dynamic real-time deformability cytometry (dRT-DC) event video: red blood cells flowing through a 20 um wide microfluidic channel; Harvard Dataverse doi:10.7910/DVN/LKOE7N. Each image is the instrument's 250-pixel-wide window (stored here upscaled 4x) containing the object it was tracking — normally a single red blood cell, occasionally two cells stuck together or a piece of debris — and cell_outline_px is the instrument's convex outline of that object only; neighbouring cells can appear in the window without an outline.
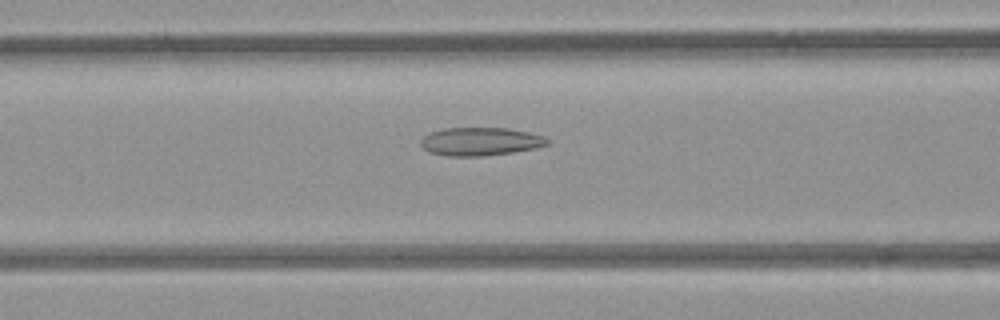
{"species": "common noctule bat (a hibernating species)", "species_latin": "Nyctalus noctula", "temperature_condition": "room temperature", "stored_images_in_passage": 48, "camera_frame_rate_fps": 3000, "um_per_image_px": 0.085, "animal": {"sex": "female", "body_mass_g": 21.9}, "frame": {"image": 1, "passage_image": 16, "time_ms": 5.0, "image_size_px": [1000, 320], "cell_outline_px": [[552, 140], [548, 144], [536, 148], [512, 152], [484, 156], [448, 156], [428, 152], [420, 144], [420, 140], [424, 136], [432, 132], [444, 128], [508, 128], [528, 132], [544, 136]], "centroid_in_image_um": [40.85, 12.03], "position_along_channel_um": 125.7, "area_um2": 20.87}}
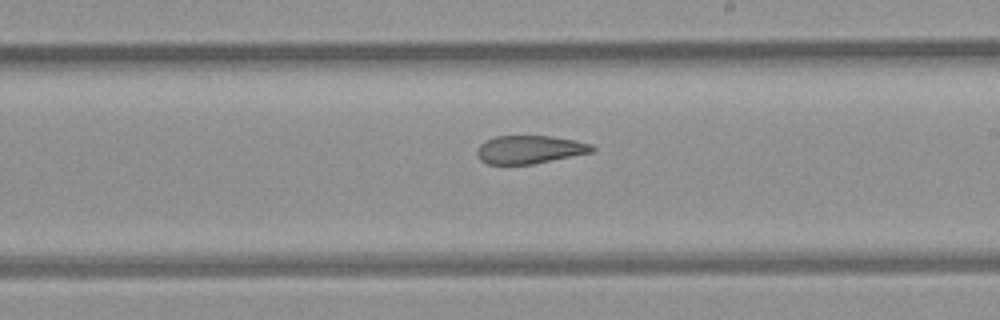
{"frame": {"image": 2, "passage_image": 25, "time_ms": 8.0, "image_size_px": [1000, 320], "cell_outline_px": [[596, 148], [592, 152], [532, 164], [488, 164], [480, 160], [476, 152], [476, 148], [484, 140], [496, 136], [552, 136], [576, 140], [592, 144]], "centroid_in_image_um": [45.0, 12.7], "position_along_channel_um": 244.0, "area_um2": 18.96}}
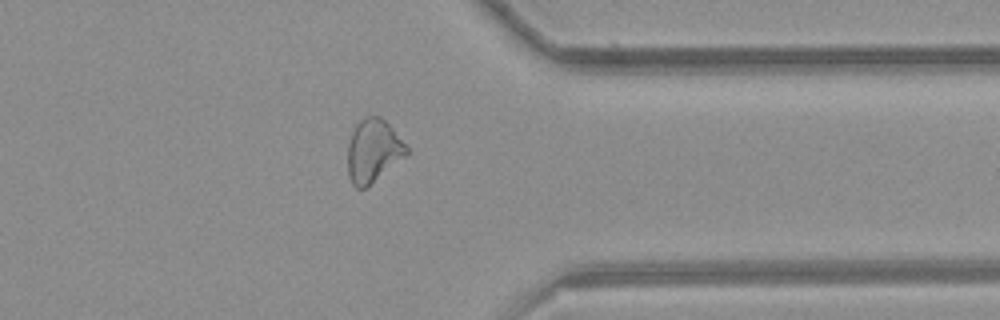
{"frame": {"image": 3, "passage_image": 36, "time_ms": 11.667, "image_size_px": [1000, 320], "cell_outline_px": [[408, 152], [364, 188], [356, 188], [352, 184], [348, 176], [348, 144], [352, 132], [356, 124], [364, 116], [380, 116], [392, 128], [408, 148]], "centroid_in_image_um": [31.67, 12.78], "position_along_channel_um": 379.7, "area_um2": 20.92}}